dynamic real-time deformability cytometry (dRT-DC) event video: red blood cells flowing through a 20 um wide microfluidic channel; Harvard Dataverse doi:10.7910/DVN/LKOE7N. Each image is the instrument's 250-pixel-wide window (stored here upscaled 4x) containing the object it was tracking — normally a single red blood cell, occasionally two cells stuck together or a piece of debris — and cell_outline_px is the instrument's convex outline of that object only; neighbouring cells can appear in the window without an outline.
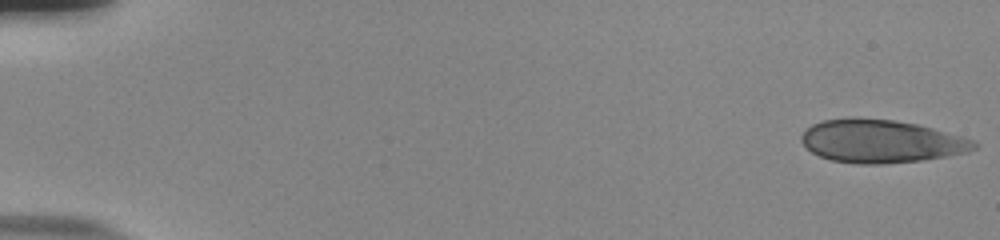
{"species": "human", "species_latin": "Homo sapiens", "temperature_condition": "room temperature", "stored_images_in_passage": 53, "camera_frame_rate_fps": 3000, "um_per_image_px": 0.085, "donor": {"sex": "male"}, "frame": {"image": 1, "passage_image": 1, "time_ms": 0.0, "image_size_px": [1000, 240], "cell_outline_px": [[976, 148], [968, 152], [920, 160], [880, 164], [856, 164], [832, 160], [820, 156], [812, 152], [800, 140], [800, 136], [812, 124], [824, 120], [856, 116], [892, 120], [916, 124], [932, 128], [960, 136], [972, 140], [976, 144]], "centroid_in_image_um": [74.84, 11.99], "position_along_channel_um": 10.2, "area_um2": 43.06}}
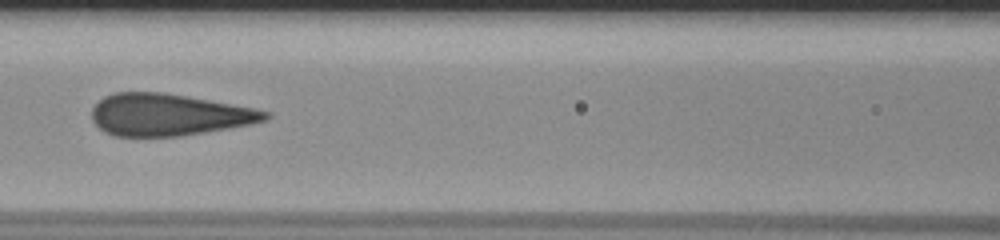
{"frame": {"image": 2, "passage_image": 25, "time_ms": 8.0, "image_size_px": [1000, 240], "cell_outline_px": [[272, 116], [268, 120], [228, 128], [180, 136], [112, 136], [104, 132], [92, 120], [92, 108], [104, 96], [116, 92], [164, 92], [188, 96], [256, 108], [272, 112]], "centroid_in_image_um": [14.36, 9.75], "position_along_channel_um": 152.2, "area_um2": 42.48}}
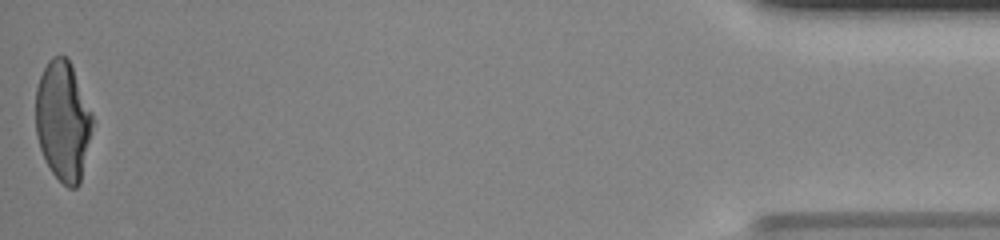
{"frame": {"image": 3, "passage_image": 53, "time_ms": 17.333, "image_size_px": [1000, 240], "cell_outline_px": [[92, 124], [80, 184], [76, 188], [68, 188], [52, 172], [40, 148], [36, 136], [36, 88], [40, 76], [48, 60], [52, 56], [64, 56], [68, 60], [72, 68], [92, 112]], "centroid_in_image_um": [5.33, 10.28], "position_along_channel_um": 429.9, "area_um2": 39.02}, "authors_computed_cell_mechanics": {"area_um2": 43.061, "velocity_mm_per_s": 3.8762, "shape_relaxation_time_tau1_ms": 6.4706, "shape_relaxation_time_tau2_ms": null, "deformation_change_tau1": 0.2165, "deformation_change_tau2": null}}